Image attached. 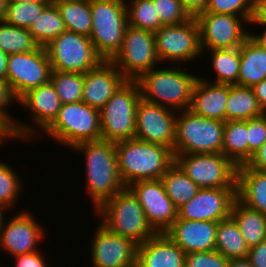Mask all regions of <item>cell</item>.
I'll use <instances>...</instances> for the list:
<instances>
[{"label": "cell", "mask_w": 266, "mask_h": 267, "mask_svg": "<svg viewBox=\"0 0 266 267\" xmlns=\"http://www.w3.org/2000/svg\"><path fill=\"white\" fill-rule=\"evenodd\" d=\"M83 156L86 194L90 197L92 211L125 188L117 164L116 143L107 140L86 141L73 146L70 151ZM82 154V155H81Z\"/></svg>", "instance_id": "1"}, {"label": "cell", "mask_w": 266, "mask_h": 267, "mask_svg": "<svg viewBox=\"0 0 266 267\" xmlns=\"http://www.w3.org/2000/svg\"><path fill=\"white\" fill-rule=\"evenodd\" d=\"M161 66L144 72L135 80L141 98L175 111L189 109L193 88L200 75L194 74L192 69L189 72V67L184 65Z\"/></svg>", "instance_id": "2"}, {"label": "cell", "mask_w": 266, "mask_h": 267, "mask_svg": "<svg viewBox=\"0 0 266 267\" xmlns=\"http://www.w3.org/2000/svg\"><path fill=\"white\" fill-rule=\"evenodd\" d=\"M117 164L125 187L141 180L161 179L174 163L173 151L133 138L116 142Z\"/></svg>", "instance_id": "3"}, {"label": "cell", "mask_w": 266, "mask_h": 267, "mask_svg": "<svg viewBox=\"0 0 266 267\" xmlns=\"http://www.w3.org/2000/svg\"><path fill=\"white\" fill-rule=\"evenodd\" d=\"M92 213L109 232L130 238L136 244L144 243L156 234L147 222L137 197L128 187Z\"/></svg>", "instance_id": "4"}, {"label": "cell", "mask_w": 266, "mask_h": 267, "mask_svg": "<svg viewBox=\"0 0 266 267\" xmlns=\"http://www.w3.org/2000/svg\"><path fill=\"white\" fill-rule=\"evenodd\" d=\"M40 135L37 140L45 135L47 140L50 138L62 149H71L81 142L101 140L100 110L83 101L62 104L54 121Z\"/></svg>", "instance_id": "5"}, {"label": "cell", "mask_w": 266, "mask_h": 267, "mask_svg": "<svg viewBox=\"0 0 266 267\" xmlns=\"http://www.w3.org/2000/svg\"><path fill=\"white\" fill-rule=\"evenodd\" d=\"M225 121L178 111L173 154L222 153Z\"/></svg>", "instance_id": "6"}, {"label": "cell", "mask_w": 266, "mask_h": 267, "mask_svg": "<svg viewBox=\"0 0 266 267\" xmlns=\"http://www.w3.org/2000/svg\"><path fill=\"white\" fill-rule=\"evenodd\" d=\"M90 9L89 38L103 60L110 61L120 50L128 26L125 0H90Z\"/></svg>", "instance_id": "7"}, {"label": "cell", "mask_w": 266, "mask_h": 267, "mask_svg": "<svg viewBox=\"0 0 266 267\" xmlns=\"http://www.w3.org/2000/svg\"><path fill=\"white\" fill-rule=\"evenodd\" d=\"M141 99L135 80H126L100 110L101 139L119 142L135 138L136 109Z\"/></svg>", "instance_id": "8"}, {"label": "cell", "mask_w": 266, "mask_h": 267, "mask_svg": "<svg viewBox=\"0 0 266 267\" xmlns=\"http://www.w3.org/2000/svg\"><path fill=\"white\" fill-rule=\"evenodd\" d=\"M61 105L51 82L28 90L18 99V106L29 113L30 123L16 119L14 140L23 141L24 144L35 143L41 132L54 121Z\"/></svg>", "instance_id": "9"}, {"label": "cell", "mask_w": 266, "mask_h": 267, "mask_svg": "<svg viewBox=\"0 0 266 267\" xmlns=\"http://www.w3.org/2000/svg\"><path fill=\"white\" fill-rule=\"evenodd\" d=\"M52 71L81 73L98 67L104 60L89 36L65 30L45 47Z\"/></svg>", "instance_id": "10"}, {"label": "cell", "mask_w": 266, "mask_h": 267, "mask_svg": "<svg viewBox=\"0 0 266 267\" xmlns=\"http://www.w3.org/2000/svg\"><path fill=\"white\" fill-rule=\"evenodd\" d=\"M155 46L161 64L195 63L203 57L196 18L177 25H163L155 32Z\"/></svg>", "instance_id": "11"}, {"label": "cell", "mask_w": 266, "mask_h": 267, "mask_svg": "<svg viewBox=\"0 0 266 267\" xmlns=\"http://www.w3.org/2000/svg\"><path fill=\"white\" fill-rule=\"evenodd\" d=\"M174 162L199 188H237V166L223 153L174 154Z\"/></svg>", "instance_id": "12"}, {"label": "cell", "mask_w": 266, "mask_h": 267, "mask_svg": "<svg viewBox=\"0 0 266 267\" xmlns=\"http://www.w3.org/2000/svg\"><path fill=\"white\" fill-rule=\"evenodd\" d=\"M127 80L162 65L156 53L155 33L128 25L120 50L110 60Z\"/></svg>", "instance_id": "13"}, {"label": "cell", "mask_w": 266, "mask_h": 267, "mask_svg": "<svg viewBox=\"0 0 266 267\" xmlns=\"http://www.w3.org/2000/svg\"><path fill=\"white\" fill-rule=\"evenodd\" d=\"M195 18L201 50L238 48L250 36V22L242 16L200 12Z\"/></svg>", "instance_id": "14"}, {"label": "cell", "mask_w": 266, "mask_h": 267, "mask_svg": "<svg viewBox=\"0 0 266 267\" xmlns=\"http://www.w3.org/2000/svg\"><path fill=\"white\" fill-rule=\"evenodd\" d=\"M34 211L22 208L21 211L13 212L6 219L3 229L0 233V250L4 251L11 258L20 254L39 251L41 242H45L48 233L47 227L39 222L38 217L33 214ZM45 240V241H44Z\"/></svg>", "instance_id": "15"}, {"label": "cell", "mask_w": 266, "mask_h": 267, "mask_svg": "<svg viewBox=\"0 0 266 267\" xmlns=\"http://www.w3.org/2000/svg\"><path fill=\"white\" fill-rule=\"evenodd\" d=\"M52 67L44 47L8 56L7 82L19 99L28 90L50 82Z\"/></svg>", "instance_id": "16"}, {"label": "cell", "mask_w": 266, "mask_h": 267, "mask_svg": "<svg viewBox=\"0 0 266 267\" xmlns=\"http://www.w3.org/2000/svg\"><path fill=\"white\" fill-rule=\"evenodd\" d=\"M98 224V225H97ZM97 225V226H95ZM93 235H89L88 259L91 267H136L137 245L127 237L109 232L99 222L94 224ZM92 237V238H91Z\"/></svg>", "instance_id": "17"}, {"label": "cell", "mask_w": 266, "mask_h": 267, "mask_svg": "<svg viewBox=\"0 0 266 267\" xmlns=\"http://www.w3.org/2000/svg\"><path fill=\"white\" fill-rule=\"evenodd\" d=\"M177 113L141 98L136 109L135 138L166 146L173 151Z\"/></svg>", "instance_id": "18"}, {"label": "cell", "mask_w": 266, "mask_h": 267, "mask_svg": "<svg viewBox=\"0 0 266 267\" xmlns=\"http://www.w3.org/2000/svg\"><path fill=\"white\" fill-rule=\"evenodd\" d=\"M128 188L137 197L147 222L156 233H165L177 219V208L161 179L136 181Z\"/></svg>", "instance_id": "19"}, {"label": "cell", "mask_w": 266, "mask_h": 267, "mask_svg": "<svg viewBox=\"0 0 266 267\" xmlns=\"http://www.w3.org/2000/svg\"><path fill=\"white\" fill-rule=\"evenodd\" d=\"M237 188H200L186 204L177 209V218L219 222L231 217Z\"/></svg>", "instance_id": "20"}, {"label": "cell", "mask_w": 266, "mask_h": 267, "mask_svg": "<svg viewBox=\"0 0 266 267\" xmlns=\"http://www.w3.org/2000/svg\"><path fill=\"white\" fill-rule=\"evenodd\" d=\"M126 80L111 61L104 60L84 74L82 101L101 110Z\"/></svg>", "instance_id": "21"}, {"label": "cell", "mask_w": 266, "mask_h": 267, "mask_svg": "<svg viewBox=\"0 0 266 267\" xmlns=\"http://www.w3.org/2000/svg\"><path fill=\"white\" fill-rule=\"evenodd\" d=\"M218 222L177 218L165 232L186 254L215 250Z\"/></svg>", "instance_id": "22"}, {"label": "cell", "mask_w": 266, "mask_h": 267, "mask_svg": "<svg viewBox=\"0 0 266 267\" xmlns=\"http://www.w3.org/2000/svg\"><path fill=\"white\" fill-rule=\"evenodd\" d=\"M186 253L166 233L137 245L136 267H185Z\"/></svg>", "instance_id": "23"}, {"label": "cell", "mask_w": 266, "mask_h": 267, "mask_svg": "<svg viewBox=\"0 0 266 267\" xmlns=\"http://www.w3.org/2000/svg\"><path fill=\"white\" fill-rule=\"evenodd\" d=\"M228 96L229 84L211 83L200 76L193 88L189 110L209 119L226 121Z\"/></svg>", "instance_id": "24"}, {"label": "cell", "mask_w": 266, "mask_h": 267, "mask_svg": "<svg viewBox=\"0 0 266 267\" xmlns=\"http://www.w3.org/2000/svg\"><path fill=\"white\" fill-rule=\"evenodd\" d=\"M237 199L247 207L266 215V171L246 164L237 167Z\"/></svg>", "instance_id": "25"}, {"label": "cell", "mask_w": 266, "mask_h": 267, "mask_svg": "<svg viewBox=\"0 0 266 267\" xmlns=\"http://www.w3.org/2000/svg\"><path fill=\"white\" fill-rule=\"evenodd\" d=\"M239 51L238 85L253 87L266 79V48L249 36L239 47Z\"/></svg>", "instance_id": "26"}, {"label": "cell", "mask_w": 266, "mask_h": 267, "mask_svg": "<svg viewBox=\"0 0 266 267\" xmlns=\"http://www.w3.org/2000/svg\"><path fill=\"white\" fill-rule=\"evenodd\" d=\"M202 55L209 57V64L212 67L213 75L208 77L204 74L201 78L215 84L238 85L240 70V51L238 48L201 50ZM211 58V59H210ZM208 78V79H207ZM210 78V79H209ZM214 78V79H212Z\"/></svg>", "instance_id": "27"}, {"label": "cell", "mask_w": 266, "mask_h": 267, "mask_svg": "<svg viewBox=\"0 0 266 267\" xmlns=\"http://www.w3.org/2000/svg\"><path fill=\"white\" fill-rule=\"evenodd\" d=\"M231 217L238 224L249 248L266 241V215L236 199L232 206Z\"/></svg>", "instance_id": "28"}, {"label": "cell", "mask_w": 266, "mask_h": 267, "mask_svg": "<svg viewBox=\"0 0 266 267\" xmlns=\"http://www.w3.org/2000/svg\"><path fill=\"white\" fill-rule=\"evenodd\" d=\"M263 114L252 87L229 84L226 121H245Z\"/></svg>", "instance_id": "29"}, {"label": "cell", "mask_w": 266, "mask_h": 267, "mask_svg": "<svg viewBox=\"0 0 266 267\" xmlns=\"http://www.w3.org/2000/svg\"><path fill=\"white\" fill-rule=\"evenodd\" d=\"M248 120L225 121L222 153L237 167L249 161Z\"/></svg>", "instance_id": "30"}, {"label": "cell", "mask_w": 266, "mask_h": 267, "mask_svg": "<svg viewBox=\"0 0 266 267\" xmlns=\"http://www.w3.org/2000/svg\"><path fill=\"white\" fill-rule=\"evenodd\" d=\"M249 246L232 217L218 222L215 250L228 260L248 256Z\"/></svg>", "instance_id": "31"}, {"label": "cell", "mask_w": 266, "mask_h": 267, "mask_svg": "<svg viewBox=\"0 0 266 267\" xmlns=\"http://www.w3.org/2000/svg\"><path fill=\"white\" fill-rule=\"evenodd\" d=\"M66 30L91 35L92 13L90 0H55Z\"/></svg>", "instance_id": "32"}, {"label": "cell", "mask_w": 266, "mask_h": 267, "mask_svg": "<svg viewBox=\"0 0 266 267\" xmlns=\"http://www.w3.org/2000/svg\"><path fill=\"white\" fill-rule=\"evenodd\" d=\"M161 181L177 209L189 202L200 190L175 162L161 177Z\"/></svg>", "instance_id": "33"}, {"label": "cell", "mask_w": 266, "mask_h": 267, "mask_svg": "<svg viewBox=\"0 0 266 267\" xmlns=\"http://www.w3.org/2000/svg\"><path fill=\"white\" fill-rule=\"evenodd\" d=\"M66 30L61 13L54 2H50L30 25L28 31L45 47Z\"/></svg>", "instance_id": "34"}, {"label": "cell", "mask_w": 266, "mask_h": 267, "mask_svg": "<svg viewBox=\"0 0 266 267\" xmlns=\"http://www.w3.org/2000/svg\"><path fill=\"white\" fill-rule=\"evenodd\" d=\"M41 45L28 29L0 22V50L8 55L37 51Z\"/></svg>", "instance_id": "35"}, {"label": "cell", "mask_w": 266, "mask_h": 267, "mask_svg": "<svg viewBox=\"0 0 266 267\" xmlns=\"http://www.w3.org/2000/svg\"><path fill=\"white\" fill-rule=\"evenodd\" d=\"M10 165L7 161H0V204L14 212L13 208L20 205L19 200L26 186H23L25 184L23 176L20 178L16 168L13 167L14 164Z\"/></svg>", "instance_id": "36"}, {"label": "cell", "mask_w": 266, "mask_h": 267, "mask_svg": "<svg viewBox=\"0 0 266 267\" xmlns=\"http://www.w3.org/2000/svg\"><path fill=\"white\" fill-rule=\"evenodd\" d=\"M128 25L156 32L161 23L152 0H125Z\"/></svg>", "instance_id": "37"}, {"label": "cell", "mask_w": 266, "mask_h": 267, "mask_svg": "<svg viewBox=\"0 0 266 267\" xmlns=\"http://www.w3.org/2000/svg\"><path fill=\"white\" fill-rule=\"evenodd\" d=\"M50 82L62 104L82 101L84 74L52 71Z\"/></svg>", "instance_id": "38"}, {"label": "cell", "mask_w": 266, "mask_h": 267, "mask_svg": "<svg viewBox=\"0 0 266 267\" xmlns=\"http://www.w3.org/2000/svg\"><path fill=\"white\" fill-rule=\"evenodd\" d=\"M49 3V0L7 2L6 17L4 21L19 28L29 29L33 20L40 15Z\"/></svg>", "instance_id": "39"}, {"label": "cell", "mask_w": 266, "mask_h": 267, "mask_svg": "<svg viewBox=\"0 0 266 267\" xmlns=\"http://www.w3.org/2000/svg\"><path fill=\"white\" fill-rule=\"evenodd\" d=\"M261 0H208L204 11L245 17L249 22L260 13Z\"/></svg>", "instance_id": "40"}, {"label": "cell", "mask_w": 266, "mask_h": 267, "mask_svg": "<svg viewBox=\"0 0 266 267\" xmlns=\"http://www.w3.org/2000/svg\"><path fill=\"white\" fill-rule=\"evenodd\" d=\"M163 25H177L193 18L180 0H152Z\"/></svg>", "instance_id": "41"}, {"label": "cell", "mask_w": 266, "mask_h": 267, "mask_svg": "<svg viewBox=\"0 0 266 267\" xmlns=\"http://www.w3.org/2000/svg\"><path fill=\"white\" fill-rule=\"evenodd\" d=\"M18 106V99L10 89L9 83L0 79V124L10 133L11 139L14 140V125L17 118L11 115L10 106Z\"/></svg>", "instance_id": "42"}, {"label": "cell", "mask_w": 266, "mask_h": 267, "mask_svg": "<svg viewBox=\"0 0 266 267\" xmlns=\"http://www.w3.org/2000/svg\"><path fill=\"white\" fill-rule=\"evenodd\" d=\"M229 260L218 251L186 254L185 267H228Z\"/></svg>", "instance_id": "43"}, {"label": "cell", "mask_w": 266, "mask_h": 267, "mask_svg": "<svg viewBox=\"0 0 266 267\" xmlns=\"http://www.w3.org/2000/svg\"><path fill=\"white\" fill-rule=\"evenodd\" d=\"M249 160L266 141V115L248 120Z\"/></svg>", "instance_id": "44"}, {"label": "cell", "mask_w": 266, "mask_h": 267, "mask_svg": "<svg viewBox=\"0 0 266 267\" xmlns=\"http://www.w3.org/2000/svg\"><path fill=\"white\" fill-rule=\"evenodd\" d=\"M44 251L39 250L32 253L20 254L13 256V267H50L52 266L48 264V258L46 259V255L43 253ZM45 255V256H44Z\"/></svg>", "instance_id": "45"}, {"label": "cell", "mask_w": 266, "mask_h": 267, "mask_svg": "<svg viewBox=\"0 0 266 267\" xmlns=\"http://www.w3.org/2000/svg\"><path fill=\"white\" fill-rule=\"evenodd\" d=\"M260 29L259 32L256 30L254 31L255 27ZM260 26V27H259ZM250 36L262 47L266 48V18L259 13L257 16H255L252 21L250 22ZM254 28V29H253ZM262 28V29H261ZM256 32V33H255Z\"/></svg>", "instance_id": "46"}, {"label": "cell", "mask_w": 266, "mask_h": 267, "mask_svg": "<svg viewBox=\"0 0 266 267\" xmlns=\"http://www.w3.org/2000/svg\"><path fill=\"white\" fill-rule=\"evenodd\" d=\"M247 258L252 267H266V241L250 247Z\"/></svg>", "instance_id": "47"}, {"label": "cell", "mask_w": 266, "mask_h": 267, "mask_svg": "<svg viewBox=\"0 0 266 267\" xmlns=\"http://www.w3.org/2000/svg\"><path fill=\"white\" fill-rule=\"evenodd\" d=\"M249 168L257 171H266V141L253 154L252 158L246 164Z\"/></svg>", "instance_id": "48"}, {"label": "cell", "mask_w": 266, "mask_h": 267, "mask_svg": "<svg viewBox=\"0 0 266 267\" xmlns=\"http://www.w3.org/2000/svg\"><path fill=\"white\" fill-rule=\"evenodd\" d=\"M187 11L195 17L205 10L208 0H180Z\"/></svg>", "instance_id": "49"}, {"label": "cell", "mask_w": 266, "mask_h": 267, "mask_svg": "<svg viewBox=\"0 0 266 267\" xmlns=\"http://www.w3.org/2000/svg\"><path fill=\"white\" fill-rule=\"evenodd\" d=\"M254 94L263 111L266 110V79L252 87Z\"/></svg>", "instance_id": "50"}, {"label": "cell", "mask_w": 266, "mask_h": 267, "mask_svg": "<svg viewBox=\"0 0 266 267\" xmlns=\"http://www.w3.org/2000/svg\"><path fill=\"white\" fill-rule=\"evenodd\" d=\"M8 54L0 50V79L7 81Z\"/></svg>", "instance_id": "51"}, {"label": "cell", "mask_w": 266, "mask_h": 267, "mask_svg": "<svg viewBox=\"0 0 266 267\" xmlns=\"http://www.w3.org/2000/svg\"><path fill=\"white\" fill-rule=\"evenodd\" d=\"M228 267H252V265L249 259L245 257V258L230 259Z\"/></svg>", "instance_id": "52"}, {"label": "cell", "mask_w": 266, "mask_h": 267, "mask_svg": "<svg viewBox=\"0 0 266 267\" xmlns=\"http://www.w3.org/2000/svg\"><path fill=\"white\" fill-rule=\"evenodd\" d=\"M10 209L7 208L6 206L0 204V233H1V230L3 229V226H4V223L6 221V218H7V214L10 213ZM8 212V213H6Z\"/></svg>", "instance_id": "53"}, {"label": "cell", "mask_w": 266, "mask_h": 267, "mask_svg": "<svg viewBox=\"0 0 266 267\" xmlns=\"http://www.w3.org/2000/svg\"><path fill=\"white\" fill-rule=\"evenodd\" d=\"M11 140L12 139L8 131H0V148L3 149V147L8 144V142L10 143Z\"/></svg>", "instance_id": "54"}, {"label": "cell", "mask_w": 266, "mask_h": 267, "mask_svg": "<svg viewBox=\"0 0 266 267\" xmlns=\"http://www.w3.org/2000/svg\"><path fill=\"white\" fill-rule=\"evenodd\" d=\"M7 0H0V22H3L6 17Z\"/></svg>", "instance_id": "55"}, {"label": "cell", "mask_w": 266, "mask_h": 267, "mask_svg": "<svg viewBox=\"0 0 266 267\" xmlns=\"http://www.w3.org/2000/svg\"><path fill=\"white\" fill-rule=\"evenodd\" d=\"M260 13L266 18V0H261Z\"/></svg>", "instance_id": "56"}, {"label": "cell", "mask_w": 266, "mask_h": 267, "mask_svg": "<svg viewBox=\"0 0 266 267\" xmlns=\"http://www.w3.org/2000/svg\"><path fill=\"white\" fill-rule=\"evenodd\" d=\"M33 1H40V0H7V2H33Z\"/></svg>", "instance_id": "57"}, {"label": "cell", "mask_w": 266, "mask_h": 267, "mask_svg": "<svg viewBox=\"0 0 266 267\" xmlns=\"http://www.w3.org/2000/svg\"><path fill=\"white\" fill-rule=\"evenodd\" d=\"M0 131H7V130L0 124Z\"/></svg>", "instance_id": "58"}]
</instances>
